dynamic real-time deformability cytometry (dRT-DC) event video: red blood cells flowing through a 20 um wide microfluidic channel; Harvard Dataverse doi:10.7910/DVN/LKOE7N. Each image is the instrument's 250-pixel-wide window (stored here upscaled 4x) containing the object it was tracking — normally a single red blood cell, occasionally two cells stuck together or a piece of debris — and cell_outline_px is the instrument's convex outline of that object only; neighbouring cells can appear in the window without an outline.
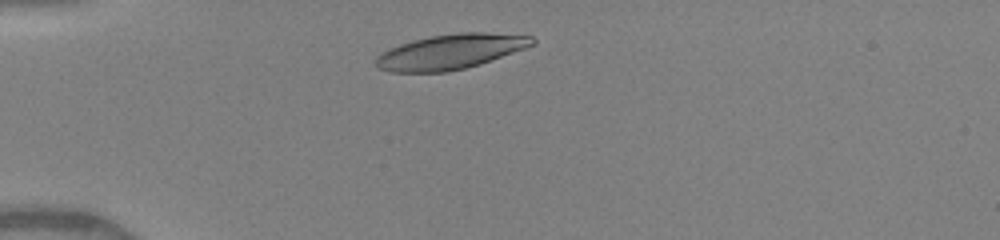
{"species": "human", "species_latin": "Homo sapiens", "temperature_condition": "warm", "stored_images_in_passage": 41, "camera_frame_rate_fps": 3000, "um_per_image_px": 0.085, "donor": {"sex": "female"}, "frame": {"image": 1, "passage_image": 5, "time_ms": 1.333, "image_size_px": [1000, 240], "cell_outline_px": [[536, 44], [480, 64], [448, 72], [392, 72], [376, 68], [376, 56], [400, 44], [412, 40], [432, 36], [456, 32], [484, 32], [532, 36], [536, 40]], "centroid_in_image_um": [38.3, 4.39], "position_along_channel_um": 46.7, "area_um2": 31.73}}
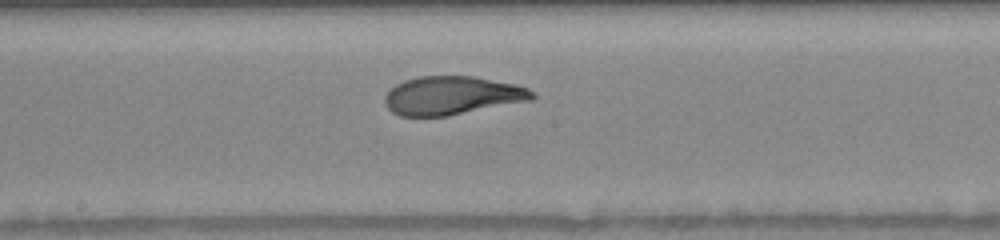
{"frame": {"image": 2, "passage_image": 19, "time_ms": 6.0, "image_size_px": [1000, 240], "cell_outline_px": [[536, 96], [532, 100], [448, 116], [400, 116], [392, 112], [384, 104], [384, 96], [396, 84], [404, 80], [420, 76], [472, 76], [516, 84], [528, 88]], "centroid_in_image_um": [38.42, 8.12], "position_along_channel_um": 209.8, "area_um2": 33.12}}
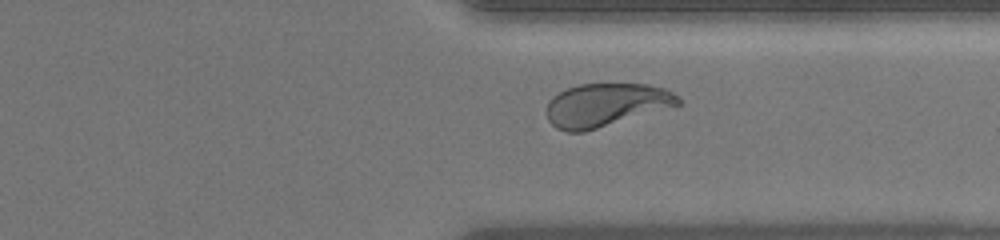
{"frame": {"image": 3, "passage_image": 30, "time_ms": 9.667, "image_size_px": [1000, 240], "cell_outline_px": [[680, 104], [584, 132], [564, 132], [556, 128], [548, 120], [548, 100], [552, 96], [568, 88], [580, 84], [648, 84], [664, 88], [680, 96]], "centroid_in_image_um": [51.48, 8.92], "position_along_channel_um": 359.9, "area_um2": 32.83}, "authors_computed_cell_mechanics": {"area_um2": 33.4662, "velocity_mm_per_s": 4.0922, "shape_relaxation_time_tau1_ms": 4.1532, "shape_relaxation_time_tau2_ms": 0.8162, "deformation_change_tau1": 0.2014, "deformation_change_tau2": 0.0726}}